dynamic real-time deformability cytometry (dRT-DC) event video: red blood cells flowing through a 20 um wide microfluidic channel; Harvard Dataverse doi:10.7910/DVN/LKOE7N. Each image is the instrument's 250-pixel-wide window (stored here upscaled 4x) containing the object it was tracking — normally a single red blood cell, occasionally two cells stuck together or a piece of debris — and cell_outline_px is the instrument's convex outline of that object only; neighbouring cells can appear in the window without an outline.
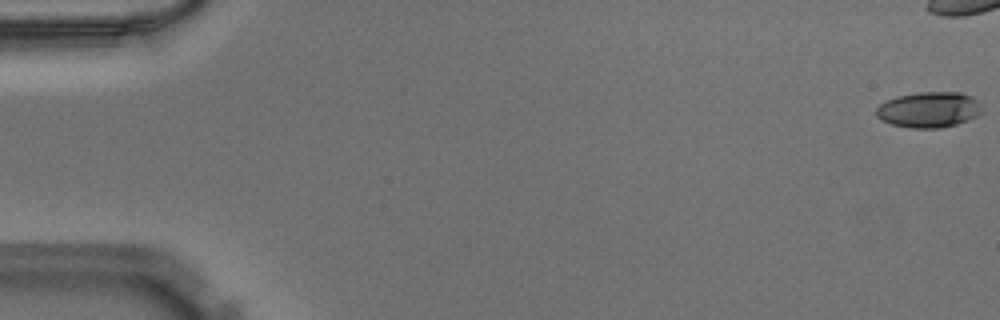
{"species": "Egyptian fruit bat (a non-hibernating species)", "species_latin": "Rousettus aegyptiacus", "temperature_condition": "warm", "stored_images_in_passage": 4, "camera_frame_rate_fps": 3000, "um_per_image_px": 0.085, "animal": {"sex": "male"}, "frame": {"image": 1, "passage_image": 1, "time_ms": 0.0, "image_size_px": [1000, 320], "cell_outline_px": [[984, 112], [968, 120], [956, 124], [940, 128], [912, 128], [892, 124], [880, 120], [876, 116], [876, 108], [880, 104], [896, 96], [916, 92], [960, 92], [972, 96], [980, 100], [984, 108]], "centroid_in_image_um": [79.01, 9.31], "position_along_channel_um": 6.0, "area_um2": 22.37}}